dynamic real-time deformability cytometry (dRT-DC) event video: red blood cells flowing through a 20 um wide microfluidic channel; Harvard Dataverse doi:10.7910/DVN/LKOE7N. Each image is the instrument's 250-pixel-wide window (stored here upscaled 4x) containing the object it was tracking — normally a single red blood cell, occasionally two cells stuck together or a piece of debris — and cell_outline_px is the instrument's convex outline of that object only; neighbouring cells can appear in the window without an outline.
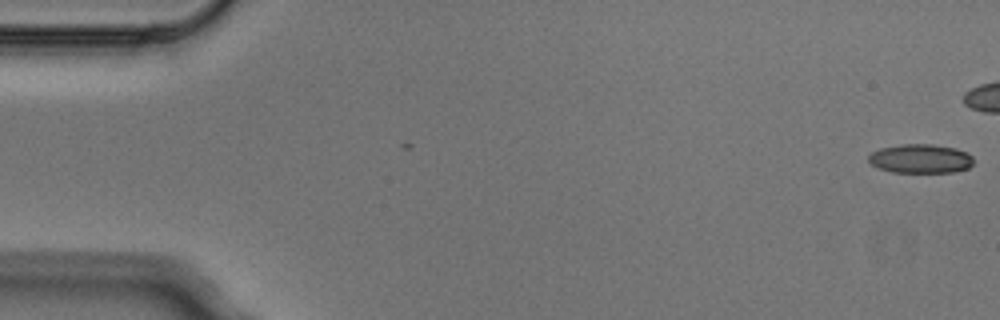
{"species": "Egyptian fruit bat (a non-hibernating species)", "species_latin": "Rousettus aegyptiacus", "temperature_condition": "cold", "stored_images_in_passage": 5, "camera_frame_rate_fps": 3000, "um_per_image_px": 0.085, "animal": {"sex": "male"}, "frame": {"image": 1, "passage_image": 1, "time_ms": 0.0, "image_size_px": [1000, 320], "cell_outline_px": [[972, 164], [968, 168], [952, 172], [892, 172], [880, 168], [872, 164], [868, 160], [868, 156], [872, 152], [880, 148], [900, 144], [932, 144], [956, 148], [968, 152], [972, 156]], "centroid_in_image_um": [78.25, 13.47], "position_along_channel_um": 6.7, "area_um2": 17.74}}
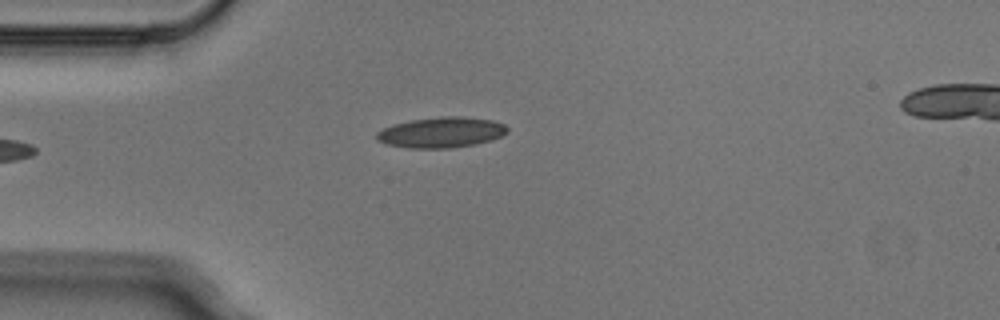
{"frame": {"image": 2, "passage_image": 5, "time_ms": 1.333, "image_size_px": [1000, 320], "cell_outline_px": [[508, 132], [492, 140], [476, 144], [452, 148], [408, 148], [384, 144], [376, 140], [376, 132], [392, 124], [412, 120], [440, 116], [460, 116], [492, 120], [504, 124], [508, 128]], "centroid_in_image_um": [37.49, 11.26], "position_along_channel_um": 47.5, "area_um2": 23.47}}